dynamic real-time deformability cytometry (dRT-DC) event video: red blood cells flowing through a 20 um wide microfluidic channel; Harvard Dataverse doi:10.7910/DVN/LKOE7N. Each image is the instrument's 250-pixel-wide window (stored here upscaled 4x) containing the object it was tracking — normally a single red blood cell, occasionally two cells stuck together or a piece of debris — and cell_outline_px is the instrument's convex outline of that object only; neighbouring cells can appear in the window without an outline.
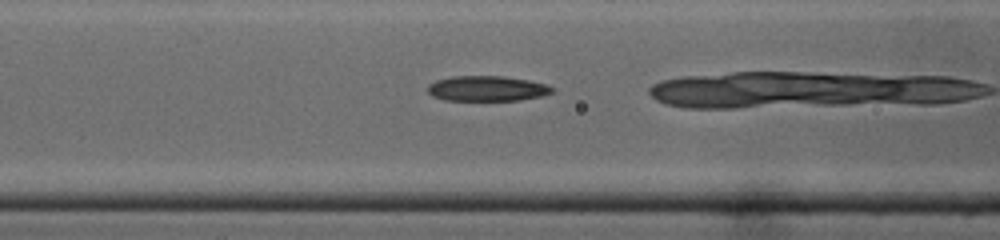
{"species": "common noctule bat (a hibernating species)", "species_latin": "Nyctalus noctula", "temperature_condition": "cold", "stored_images_in_passage": 31, "camera_frame_rate_fps": 3000, "um_per_image_px": 0.085, "animal": {"sex": "male", "body_mass_g": 19.0, "forearm_length_mm": 50.8}, "frame": {"image": 1, "passage_image": 14, "time_ms": 4.333, "image_size_px": [1000, 240], "cell_outline_px": [[552, 92], [540, 96], [520, 100], [444, 100], [432, 96], [428, 92], [428, 84], [436, 80], [452, 76], [504, 76], [528, 80], [544, 84], [552, 88]], "centroid_in_image_um": [41.33, 7.52], "position_along_channel_um": 125.3, "area_um2": 18.15}}
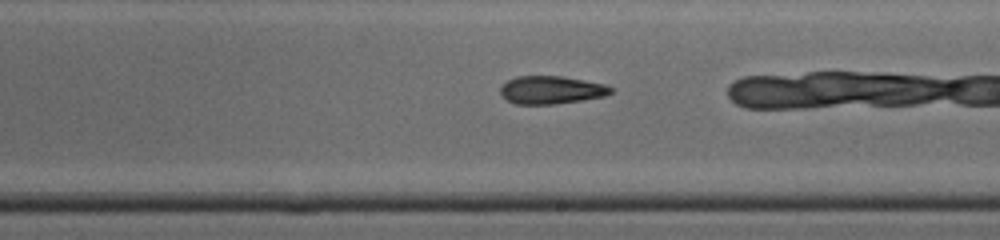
{"frame": {"image": 2, "passage_image": 22, "time_ms": 7.0, "image_size_px": [1000, 240], "cell_outline_px": [[612, 92], [604, 96], [580, 100], [552, 104], [516, 104], [508, 100], [500, 92], [500, 88], [508, 80], [516, 76], [560, 76], [584, 80], [604, 84], [612, 88]], "centroid_in_image_um": [46.84, 7.64], "position_along_channel_um": 242.2, "area_um2": 17.69}}
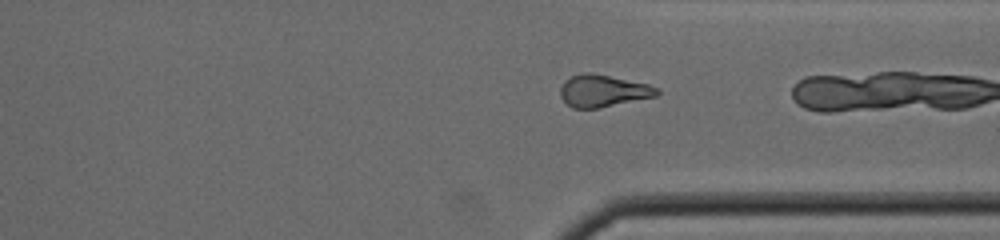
{"frame": {"image": 3, "passage_image": 30, "time_ms": 9.667, "image_size_px": [1000, 240], "cell_outline_px": [[660, 92], [656, 96], [600, 108], [572, 108], [560, 96], [560, 88], [564, 80], [572, 76], [584, 72], [588, 72], [648, 84], [656, 88]], "centroid_in_image_um": [51.23, 7.73], "position_along_channel_um": 360.2, "area_um2": 17.86}}